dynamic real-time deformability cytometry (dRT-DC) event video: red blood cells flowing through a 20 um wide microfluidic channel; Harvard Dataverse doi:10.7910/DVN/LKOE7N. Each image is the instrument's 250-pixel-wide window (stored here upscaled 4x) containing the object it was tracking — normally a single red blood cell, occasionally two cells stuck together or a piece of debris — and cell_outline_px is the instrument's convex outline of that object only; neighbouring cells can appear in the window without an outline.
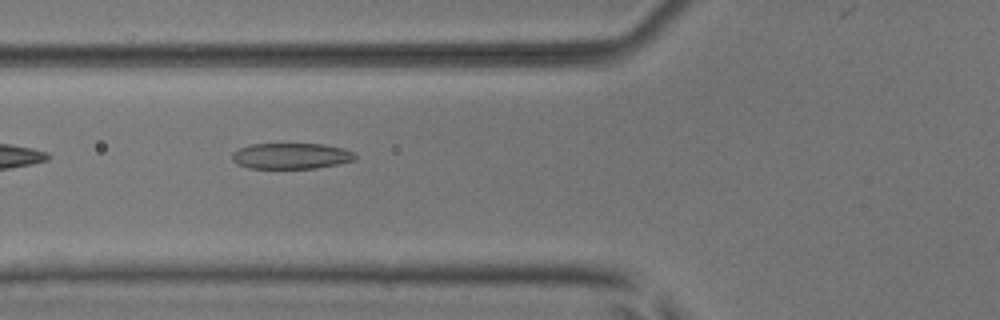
{"species": "common noctule bat (a hibernating species)", "species_latin": "Nyctalus noctula", "temperature_condition": "room temperature", "stored_images_in_passage": 7, "camera_frame_rate_fps": 3000, "um_per_image_px": 0.085, "animal": {"sex": "male", "body_mass_g": 17.9, "forearm_length_mm": 54.2}, "frame": {"image": 1, "passage_image": 6, "time_ms": 1.667, "image_size_px": [1000, 320], "cell_outline_px": [[356, 160], [316, 168], [248, 168], [236, 164], [232, 160], [232, 152], [240, 148], [252, 144], [324, 144], [344, 148], [356, 152]], "centroid_in_image_um": [24.76, 13.25], "position_along_channel_um": 101.0, "area_um2": 18.67}}
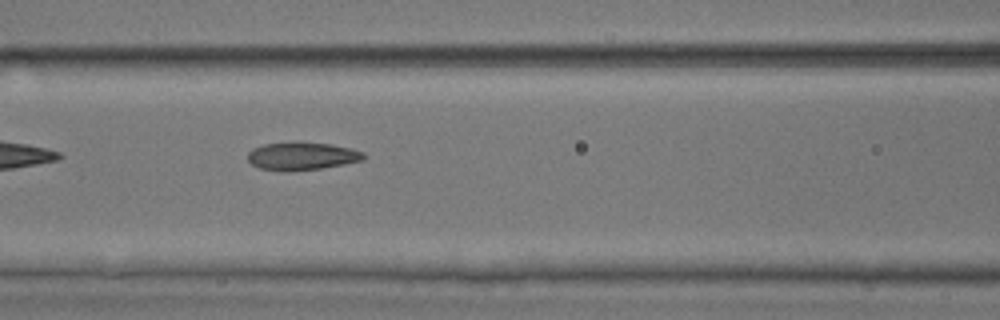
{"frame": {"image": 2, "passage_image": 7, "time_ms": 2.0, "image_size_px": [1000, 320], "cell_outline_px": [[364, 160], [344, 164], [320, 168], [288, 172], [280, 172], [260, 168], [252, 164], [248, 160], [248, 152], [252, 148], [264, 144], [296, 140], [300, 140], [332, 144], [352, 148], [364, 152]], "centroid_in_image_um": [25.64, 13.24], "position_along_channel_um": 141.0, "area_um2": 19.48}}